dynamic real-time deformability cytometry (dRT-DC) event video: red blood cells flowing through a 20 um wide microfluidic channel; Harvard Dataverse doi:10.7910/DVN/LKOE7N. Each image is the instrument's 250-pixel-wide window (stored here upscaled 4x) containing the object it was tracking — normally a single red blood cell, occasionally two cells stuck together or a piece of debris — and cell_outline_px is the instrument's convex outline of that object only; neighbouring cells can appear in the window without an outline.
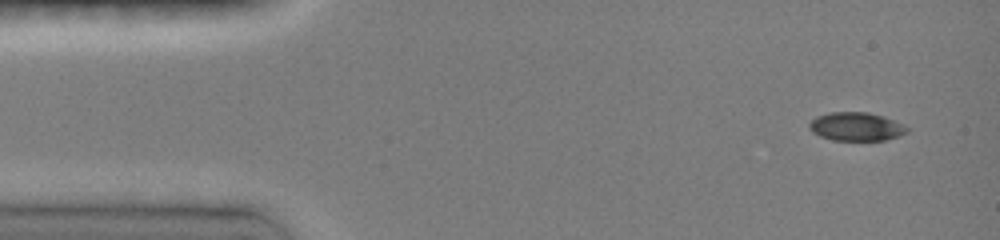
{"species": "common noctule bat (a hibernating species)", "species_latin": "Nyctalus noctula", "temperature_condition": "room temperature", "stored_images_in_passage": 11, "camera_frame_rate_fps": 3000, "um_per_image_px": 0.085, "animal": {"sex": "female", "body_mass_g": 19.0, "forearm_length_mm": 51.5}, "frame": {"image": 1, "passage_image": 1, "time_ms": 0.0, "image_size_px": [1000, 240], "cell_outline_px": [[908, 132], [884, 140], [832, 140], [820, 136], [812, 132], [808, 128], [808, 124], [816, 116], [828, 112], [868, 112], [884, 116], [908, 128]], "centroid_in_image_um": [72.71, 10.75], "position_along_channel_um": 12.3, "area_um2": 16.13}}
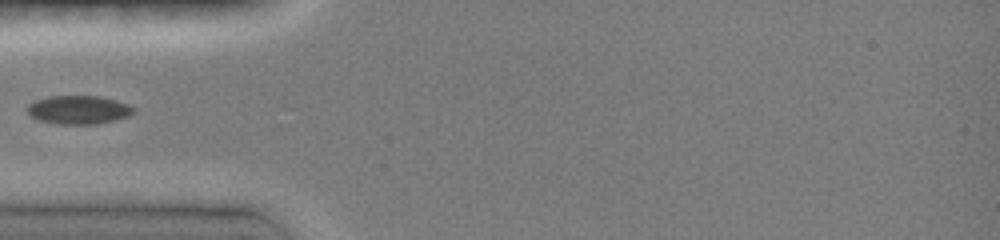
{"frame": {"image": 2, "passage_image": 5, "time_ms": 4.0, "image_size_px": [1000, 240], "cell_outline_px": [[136, 112], [128, 116], [116, 120], [100, 124], [56, 124], [40, 120], [32, 116], [28, 112], [28, 104], [36, 100], [48, 96], [100, 96], [116, 100], [132, 108]], "centroid_in_image_um": [6.68, 9.34], "position_along_channel_um": 78.3, "area_um2": 17.57}}
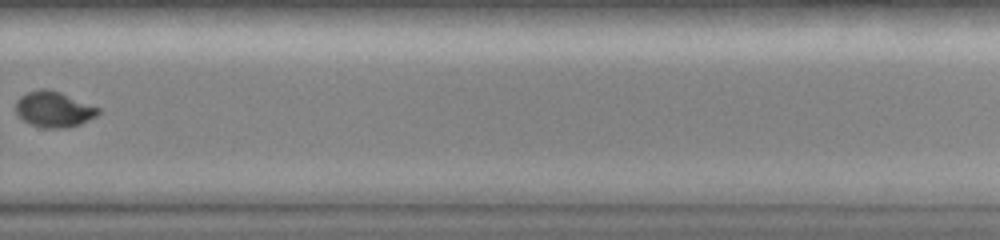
{"frame": {"image": 3, "passage_image": 11, "time_ms": 10.0, "image_size_px": [1000, 240], "cell_outline_px": [[100, 112], [96, 116], [80, 124], [68, 128], [48, 128], [32, 124], [24, 120], [16, 112], [16, 100], [20, 96], [28, 92], [40, 88], [48, 88], [60, 92], [100, 108]], "centroid_in_image_um": [4.58, 9.28], "position_along_channel_um": 325.2, "area_um2": 17.05}}